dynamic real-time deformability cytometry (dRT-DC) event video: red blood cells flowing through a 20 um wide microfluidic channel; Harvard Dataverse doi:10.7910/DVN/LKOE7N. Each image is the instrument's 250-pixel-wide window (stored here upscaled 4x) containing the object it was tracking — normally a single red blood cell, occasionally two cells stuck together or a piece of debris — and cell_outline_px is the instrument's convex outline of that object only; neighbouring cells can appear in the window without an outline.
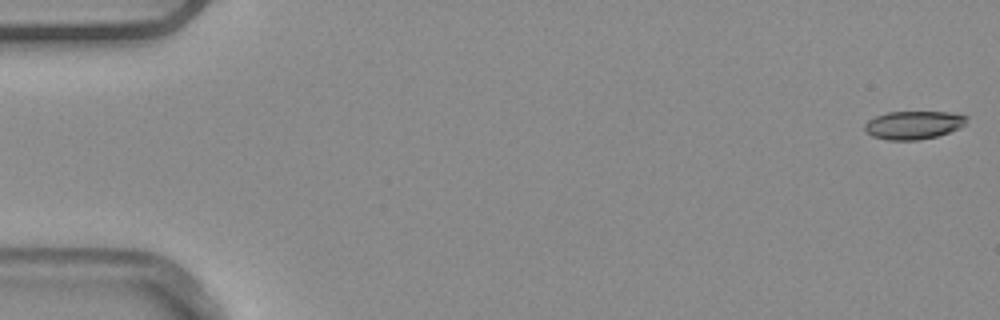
{"species": "common noctule bat (a hibernating species)", "species_latin": "Nyctalus noctula", "temperature_condition": "warm", "stored_images_in_passage": 16, "camera_frame_rate_fps": 3000, "um_per_image_px": 0.085, "animal": {"sex": "male", "body_mass_g": 20.4}, "frame": {"image": 1, "passage_image": 1, "time_ms": 0.0, "image_size_px": [1000, 320], "cell_outline_px": [[968, 116], [964, 124], [960, 128], [936, 136], [916, 140], [888, 140], [872, 136], [864, 128], [864, 124], [868, 120], [876, 116], [888, 112], [952, 112]], "centroid_in_image_um": [77.65, 10.62], "position_along_channel_um": 7.4, "area_um2": 16.65}}
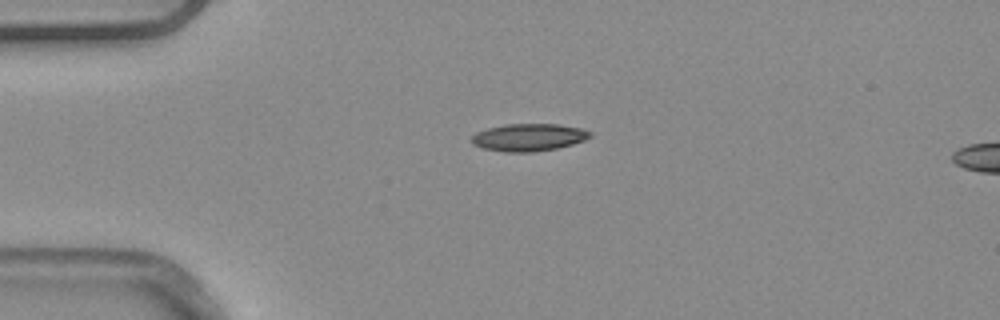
{"frame": {"image": 2, "passage_image": 13, "time_ms": 4.0, "image_size_px": [1000, 320], "cell_outline_px": [[592, 136], [584, 140], [572, 144], [556, 148], [532, 152], [504, 152], [484, 148], [472, 144], [472, 136], [476, 132], [488, 128], [504, 124], [560, 124], [580, 128], [592, 132]], "centroid_in_image_um": [44.94, 11.67], "position_along_channel_um": 40.1, "area_um2": 18.9}}